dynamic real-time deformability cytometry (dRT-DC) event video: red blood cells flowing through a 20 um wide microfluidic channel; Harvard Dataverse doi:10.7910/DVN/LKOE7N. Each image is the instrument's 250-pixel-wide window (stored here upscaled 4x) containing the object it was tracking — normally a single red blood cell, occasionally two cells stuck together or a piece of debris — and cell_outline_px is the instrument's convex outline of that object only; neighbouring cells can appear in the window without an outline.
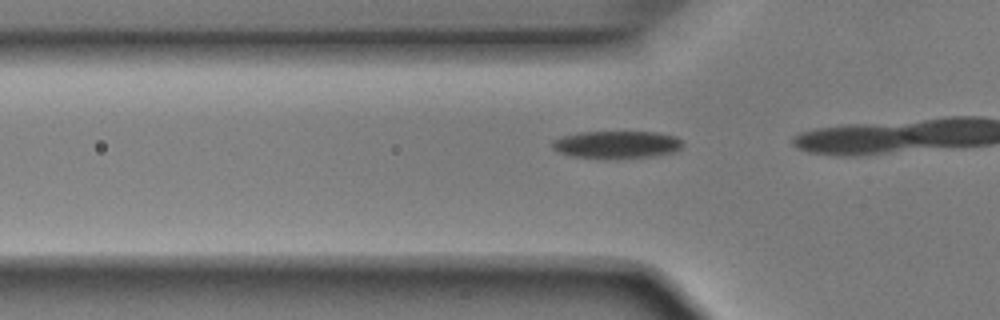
{"species": "Egyptian fruit bat (a non-hibernating species)", "species_latin": "Rousettus aegyptiacus", "temperature_condition": "room temperature", "stored_images_in_passage": 6, "camera_frame_rate_fps": 3000, "um_per_image_px": 0.085, "animal": {"sex": "male"}, "frame": {"image": 1, "passage_image": 4, "time_ms": 1.0, "image_size_px": [1000, 320], "cell_outline_px": [[684, 144], [676, 152], [656, 156], [616, 160], [604, 160], [572, 156], [560, 152], [552, 148], [552, 140], [564, 136], [580, 132], [656, 132], [676, 136], [684, 140]], "centroid_in_image_um": [52.47, 12.32], "position_along_channel_um": 73.3, "area_um2": 21.62}}